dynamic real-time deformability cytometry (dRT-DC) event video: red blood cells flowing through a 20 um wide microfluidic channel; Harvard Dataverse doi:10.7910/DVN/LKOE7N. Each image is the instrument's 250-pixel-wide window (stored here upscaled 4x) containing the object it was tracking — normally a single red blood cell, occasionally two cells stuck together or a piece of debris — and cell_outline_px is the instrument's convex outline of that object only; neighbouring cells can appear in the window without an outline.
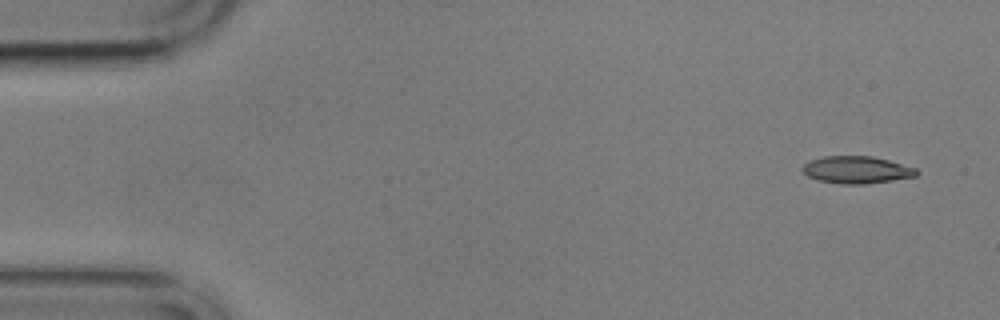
{"species": "common noctule bat (a hibernating species)", "species_latin": "Nyctalus noctula", "temperature_condition": "cold", "stored_images_in_passage": 7, "camera_frame_rate_fps": 3000, "um_per_image_px": 0.085, "animal": {"sex": "male", "body_mass_g": 17.9}, "frame": {"image": 1, "passage_image": 1, "time_ms": 0.0, "image_size_px": [1000, 320], "cell_outline_px": [[920, 172], [916, 176], [892, 180], [864, 184], [840, 184], [816, 180], [808, 176], [800, 168], [808, 160], [824, 156], [872, 156], [888, 160], [916, 168]], "centroid_in_image_um": [72.78, 14.43], "position_along_channel_um": 12.2, "area_um2": 18.21}}
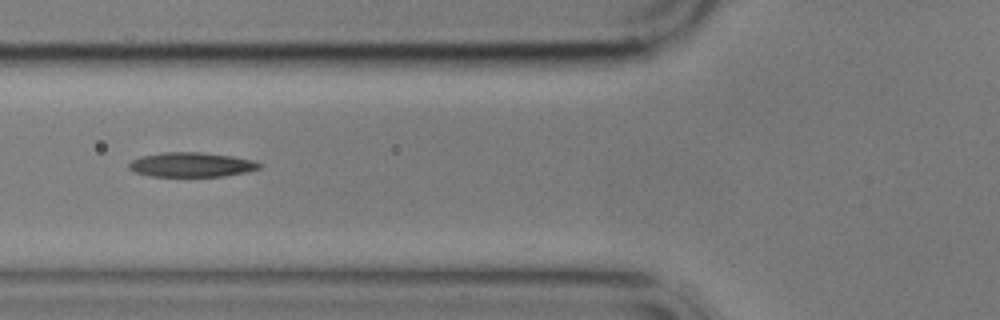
{"frame": {"image": 2, "passage_image": 5, "time_ms": 6.0, "image_size_px": [1000, 320], "cell_outline_px": [[260, 168], [248, 172], [224, 176], [148, 176], [136, 172], [128, 168], [128, 164], [132, 160], [140, 156], [164, 152], [200, 152], [232, 156], [256, 160], [260, 164]], "centroid_in_image_um": [16.28, 13.99], "position_along_channel_um": 109.5, "area_um2": 18.73}}
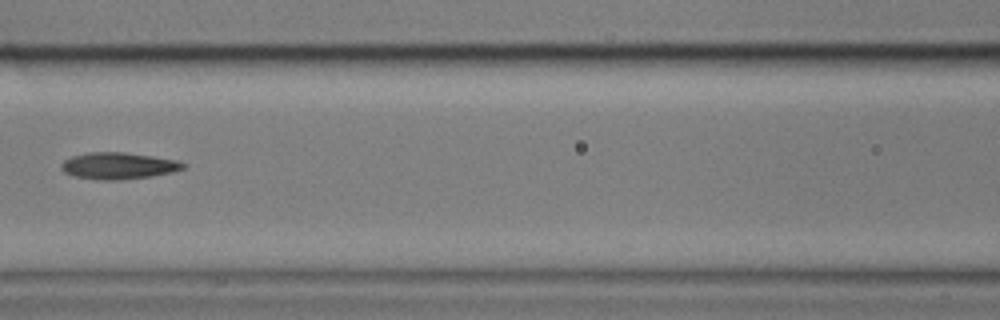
{"frame": {"image": 3, "passage_image": 6, "time_ms": 7.333, "image_size_px": [1000, 320], "cell_outline_px": [[188, 164], [184, 168], [172, 172], [152, 176], [120, 180], [96, 180], [72, 176], [64, 172], [60, 168], [60, 164], [64, 160], [72, 156], [88, 152], [124, 152], [152, 156], [176, 160]], "centroid_in_image_um": [10.03, 14.1], "position_along_channel_um": 156.6, "area_um2": 19.13}}